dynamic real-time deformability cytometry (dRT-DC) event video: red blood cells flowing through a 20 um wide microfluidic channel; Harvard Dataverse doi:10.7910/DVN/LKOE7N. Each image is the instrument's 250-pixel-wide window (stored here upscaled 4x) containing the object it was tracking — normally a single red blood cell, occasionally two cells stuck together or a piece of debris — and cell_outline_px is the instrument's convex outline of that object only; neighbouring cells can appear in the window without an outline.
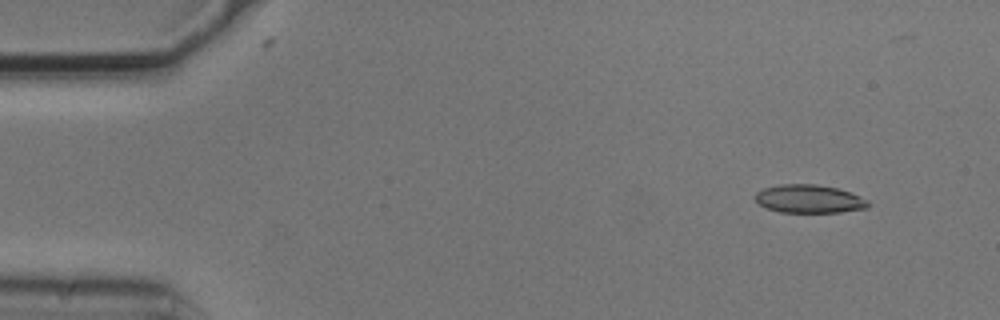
{"species": "common noctule bat (a hibernating species)", "species_latin": "Nyctalus noctula", "temperature_condition": "cold", "stored_images_in_passage": 7, "camera_frame_rate_fps": 3000, "um_per_image_px": 0.085, "animal": {"sex": "male", "body_mass_g": 20.5, "forearm_length_mm": 52.5}, "frame": {"image": 1, "passage_image": 2, "time_ms": 0.333, "image_size_px": [1000, 320], "cell_outline_px": [[872, 204], [868, 208], [840, 212], [780, 212], [768, 208], [760, 204], [752, 196], [756, 192], [764, 188], [780, 184], [816, 184], [836, 188], [860, 196], [868, 200]], "centroid_in_image_um": [68.79, 16.9], "position_along_channel_um": 16.2, "area_um2": 18.61}}
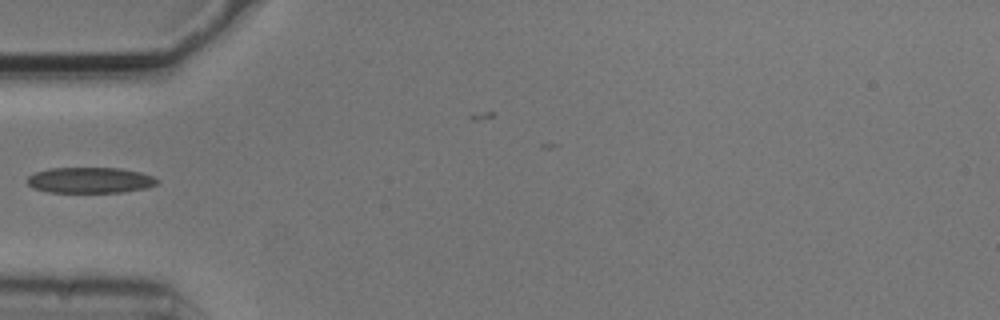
{"frame": {"image": 2, "passage_image": 5, "time_ms": 1.333, "image_size_px": [1000, 320], "cell_outline_px": [[160, 180], [156, 184], [144, 188], [120, 192], [48, 192], [32, 188], [28, 184], [28, 176], [36, 172], [48, 168], [120, 168], [140, 172], [152, 176]], "centroid_in_image_um": [7.63, 15.31], "position_along_channel_um": 77.4, "area_um2": 19.42}}